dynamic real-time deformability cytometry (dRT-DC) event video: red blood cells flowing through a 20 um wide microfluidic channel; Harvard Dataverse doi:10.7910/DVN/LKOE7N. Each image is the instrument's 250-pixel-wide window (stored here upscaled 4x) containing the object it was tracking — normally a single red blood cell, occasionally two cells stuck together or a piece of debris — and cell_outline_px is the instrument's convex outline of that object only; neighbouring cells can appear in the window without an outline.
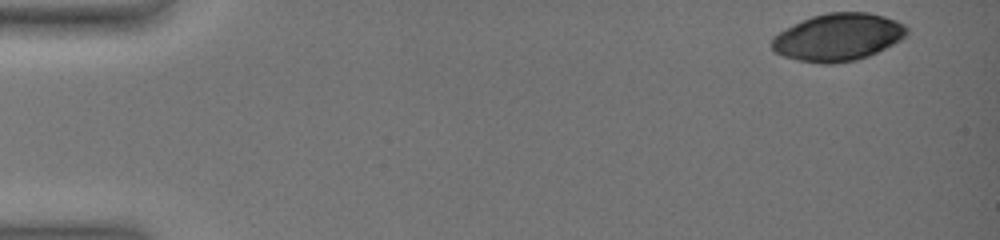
{"species": "common noctule bat (a hibernating species)", "species_latin": "Nyctalus noctula", "temperature_condition": "warm", "stored_images_in_passage": 17, "camera_frame_rate_fps": 3000, "um_per_image_px": 0.085, "animal": {"sex": "female", "body_mass_g": 19.0, "forearm_length_mm": 51.5}, "frame": {"image": 1, "passage_image": 1, "time_ms": 0.0, "image_size_px": [1000, 240], "cell_outline_px": [[908, 36], [868, 56], [856, 60], [832, 64], [820, 64], [800, 60], [784, 56], [772, 52], [772, 40], [780, 32], [812, 16], [828, 12], [868, 12], [884, 16], [896, 20], [904, 24], [908, 28]], "centroid_in_image_um": [71.27, 3.16], "position_along_channel_um": 13.7, "area_um2": 37.05}}